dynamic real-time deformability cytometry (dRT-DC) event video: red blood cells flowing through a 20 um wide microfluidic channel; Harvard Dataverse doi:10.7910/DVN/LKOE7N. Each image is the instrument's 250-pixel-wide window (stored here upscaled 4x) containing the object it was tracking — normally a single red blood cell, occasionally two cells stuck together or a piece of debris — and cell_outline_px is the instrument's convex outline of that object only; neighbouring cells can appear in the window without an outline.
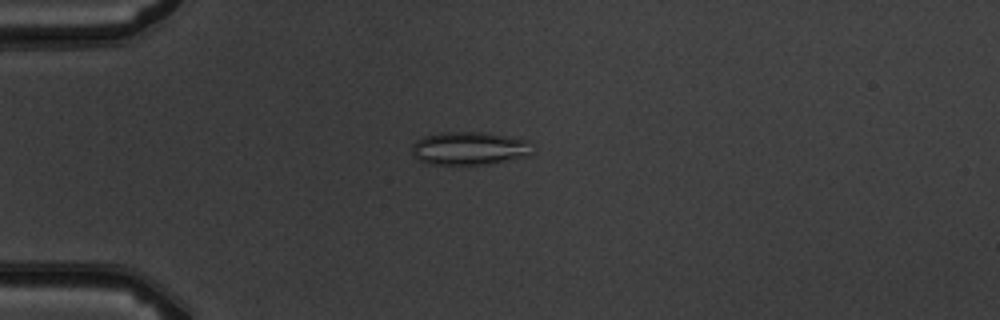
{"species": "common noctule bat (a hibernating species)", "species_latin": "Nyctalus noctula", "temperature_condition": "warm", "stored_images_in_passage": 6, "camera_frame_rate_fps": 3000, "um_per_image_px": 0.085, "animal": {"sex": "male", "body_mass_g": 19.5, "forearm_length_mm": 54.6}, "frame": {"image": 1, "passage_image": 4, "time_ms": 3.333, "image_size_px": [1000, 320], "cell_outline_px": [[532, 152], [528, 156], [480, 164], [432, 164], [420, 160], [412, 152], [412, 144], [416, 140], [424, 136], [444, 132], [484, 132], [528, 140]], "centroid_in_image_um": [39.87, 12.59], "position_along_channel_um": 45.1, "area_um2": 22.83}}
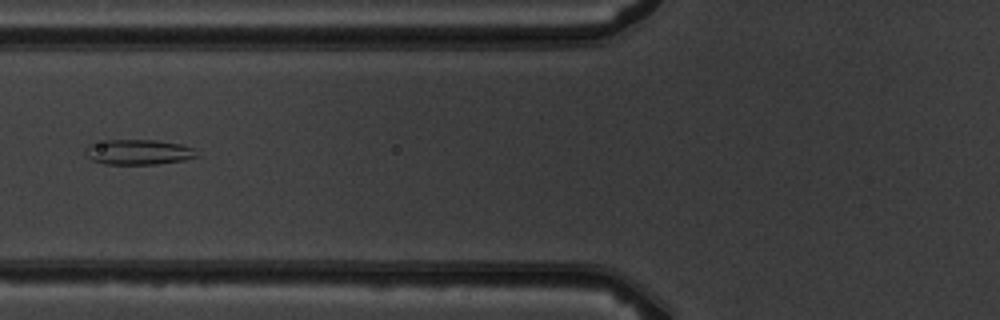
{"frame": {"image": 2, "passage_image": 6, "time_ms": 5.667, "image_size_px": [1000, 320], "cell_outline_px": [[200, 156], [184, 160], [156, 164], [104, 164], [92, 160], [84, 152], [84, 148], [88, 144], [108, 140], [156, 140], [180, 144], [192, 148]], "centroid_in_image_um": [11.74, 12.93], "position_along_channel_um": 114.1, "area_um2": 16.36}}